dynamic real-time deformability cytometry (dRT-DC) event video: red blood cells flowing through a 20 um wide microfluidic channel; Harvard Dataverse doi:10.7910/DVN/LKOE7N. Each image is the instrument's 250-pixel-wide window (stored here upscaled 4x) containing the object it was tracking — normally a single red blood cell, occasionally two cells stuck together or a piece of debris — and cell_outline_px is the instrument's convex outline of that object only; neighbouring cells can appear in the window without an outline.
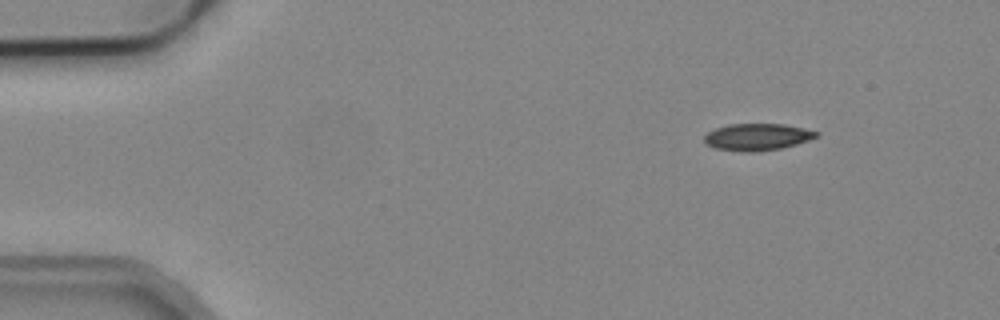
{"species": "common noctule bat (a hibernating species)", "species_latin": "Nyctalus noctula", "temperature_condition": "cold", "stored_images_in_passage": 3, "camera_frame_rate_fps": 3000, "um_per_image_px": 0.085, "animal": {"sex": "male", "body_mass_g": 19.2, "forearm_length_mm": 51.8}, "frame": {"image": 1, "passage_image": 1, "time_ms": 0.0, "image_size_px": [1000, 320], "cell_outline_px": [[820, 136], [796, 144], [780, 148], [756, 152], [744, 152], [716, 148], [704, 144], [704, 136], [708, 132], [716, 128], [728, 124], [784, 124], [804, 128], [820, 132]], "centroid_in_image_um": [64.37, 11.64], "position_along_channel_um": 20.6, "area_um2": 17.63}}